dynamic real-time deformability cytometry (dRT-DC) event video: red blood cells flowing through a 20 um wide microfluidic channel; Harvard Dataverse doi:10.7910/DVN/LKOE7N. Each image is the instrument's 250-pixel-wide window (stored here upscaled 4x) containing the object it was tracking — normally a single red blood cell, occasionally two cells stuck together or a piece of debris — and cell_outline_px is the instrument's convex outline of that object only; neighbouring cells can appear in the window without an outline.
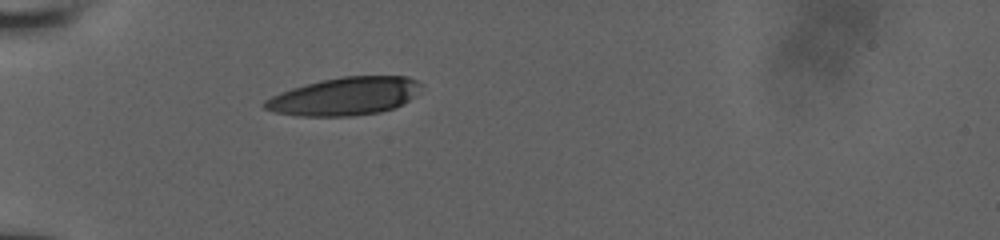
{"species": "human", "species_latin": "Homo sapiens", "temperature_condition": "room temperature", "stored_images_in_passage": 1, "camera_frame_rate_fps": 3000, "um_per_image_px": 0.085, "donor": {"sex": "male"}, "frame": {"image": 1, "passage_image": 1, "time_ms": 0.0, "image_size_px": [1000, 240], "cell_outline_px": [[420, 84], [416, 96], [404, 104], [396, 108], [380, 112], [352, 116], [296, 116], [276, 112], [264, 108], [260, 104], [264, 100], [280, 92], [292, 88], [320, 80], [344, 76], [408, 76], [416, 80]], "centroid_in_image_um": [29.3, 8.19], "position_along_channel_um": 55.7, "area_um2": 34.8}}